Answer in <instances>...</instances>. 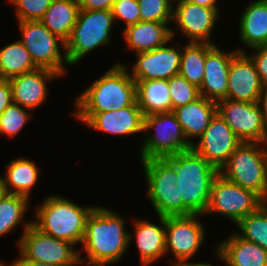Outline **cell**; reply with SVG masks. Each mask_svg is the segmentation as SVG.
Masks as SVG:
<instances>
[{
  "mask_svg": "<svg viewBox=\"0 0 267 266\" xmlns=\"http://www.w3.org/2000/svg\"><path fill=\"white\" fill-rule=\"evenodd\" d=\"M136 101V83L125 65H113L76 97L75 117L86 124L96 113L115 111Z\"/></svg>",
  "mask_w": 267,
  "mask_h": 266,
  "instance_id": "obj_1",
  "label": "cell"
},
{
  "mask_svg": "<svg viewBox=\"0 0 267 266\" xmlns=\"http://www.w3.org/2000/svg\"><path fill=\"white\" fill-rule=\"evenodd\" d=\"M129 244L124 218L112 210L95 206L87 218L82 241L87 262L115 263L123 257Z\"/></svg>",
  "mask_w": 267,
  "mask_h": 266,
  "instance_id": "obj_2",
  "label": "cell"
},
{
  "mask_svg": "<svg viewBox=\"0 0 267 266\" xmlns=\"http://www.w3.org/2000/svg\"><path fill=\"white\" fill-rule=\"evenodd\" d=\"M165 159L176 171V184L183 199V216L205 215L212 183L219 171L193 149Z\"/></svg>",
  "mask_w": 267,
  "mask_h": 266,
  "instance_id": "obj_3",
  "label": "cell"
},
{
  "mask_svg": "<svg viewBox=\"0 0 267 266\" xmlns=\"http://www.w3.org/2000/svg\"><path fill=\"white\" fill-rule=\"evenodd\" d=\"M95 207H82L62 196H48L36 211L32 224L54 238L74 246L82 243L86 221Z\"/></svg>",
  "mask_w": 267,
  "mask_h": 266,
  "instance_id": "obj_4",
  "label": "cell"
},
{
  "mask_svg": "<svg viewBox=\"0 0 267 266\" xmlns=\"http://www.w3.org/2000/svg\"><path fill=\"white\" fill-rule=\"evenodd\" d=\"M266 148L267 143L242 142L230 155L219 174L236 185L255 192L264 199L266 188Z\"/></svg>",
  "mask_w": 267,
  "mask_h": 266,
  "instance_id": "obj_5",
  "label": "cell"
},
{
  "mask_svg": "<svg viewBox=\"0 0 267 266\" xmlns=\"http://www.w3.org/2000/svg\"><path fill=\"white\" fill-rule=\"evenodd\" d=\"M114 20L111 10L79 9L76 24L64 49L69 65L76 64L97 47L108 45Z\"/></svg>",
  "mask_w": 267,
  "mask_h": 266,
  "instance_id": "obj_6",
  "label": "cell"
},
{
  "mask_svg": "<svg viewBox=\"0 0 267 266\" xmlns=\"http://www.w3.org/2000/svg\"><path fill=\"white\" fill-rule=\"evenodd\" d=\"M151 128H155L153 136L148 134ZM144 132H147V137L141 146V161L165 159L192 149L173 112L144 116Z\"/></svg>",
  "mask_w": 267,
  "mask_h": 266,
  "instance_id": "obj_7",
  "label": "cell"
},
{
  "mask_svg": "<svg viewBox=\"0 0 267 266\" xmlns=\"http://www.w3.org/2000/svg\"><path fill=\"white\" fill-rule=\"evenodd\" d=\"M23 232L17 245L23 259L54 266L84 264L81 251H75L72 243L43 233L32 222L24 224Z\"/></svg>",
  "mask_w": 267,
  "mask_h": 266,
  "instance_id": "obj_8",
  "label": "cell"
},
{
  "mask_svg": "<svg viewBox=\"0 0 267 266\" xmlns=\"http://www.w3.org/2000/svg\"><path fill=\"white\" fill-rule=\"evenodd\" d=\"M147 194L158 216H183V199L176 184L175 168L166 159L141 161Z\"/></svg>",
  "mask_w": 267,
  "mask_h": 266,
  "instance_id": "obj_9",
  "label": "cell"
},
{
  "mask_svg": "<svg viewBox=\"0 0 267 266\" xmlns=\"http://www.w3.org/2000/svg\"><path fill=\"white\" fill-rule=\"evenodd\" d=\"M22 39L19 41L30 53L38 68L53 70L62 77L66 73L64 64H68L66 53L61 55L60 44L65 48L66 42L51 33L40 21L18 22ZM59 41V42H58Z\"/></svg>",
  "mask_w": 267,
  "mask_h": 266,
  "instance_id": "obj_10",
  "label": "cell"
},
{
  "mask_svg": "<svg viewBox=\"0 0 267 266\" xmlns=\"http://www.w3.org/2000/svg\"><path fill=\"white\" fill-rule=\"evenodd\" d=\"M263 204V199L258 194L218 174L212 183L206 214L218 213L237 224Z\"/></svg>",
  "mask_w": 267,
  "mask_h": 266,
  "instance_id": "obj_11",
  "label": "cell"
},
{
  "mask_svg": "<svg viewBox=\"0 0 267 266\" xmlns=\"http://www.w3.org/2000/svg\"><path fill=\"white\" fill-rule=\"evenodd\" d=\"M217 112L242 142L267 143V127L258 102L223 99L217 102Z\"/></svg>",
  "mask_w": 267,
  "mask_h": 266,
  "instance_id": "obj_12",
  "label": "cell"
},
{
  "mask_svg": "<svg viewBox=\"0 0 267 266\" xmlns=\"http://www.w3.org/2000/svg\"><path fill=\"white\" fill-rule=\"evenodd\" d=\"M197 216L198 214L165 217L166 254L172 251L176 259L171 262L172 266L189 261L203 244L205 230Z\"/></svg>",
  "mask_w": 267,
  "mask_h": 266,
  "instance_id": "obj_13",
  "label": "cell"
},
{
  "mask_svg": "<svg viewBox=\"0 0 267 266\" xmlns=\"http://www.w3.org/2000/svg\"><path fill=\"white\" fill-rule=\"evenodd\" d=\"M199 139L192 149L218 171L242 143L218 112Z\"/></svg>",
  "mask_w": 267,
  "mask_h": 266,
  "instance_id": "obj_14",
  "label": "cell"
},
{
  "mask_svg": "<svg viewBox=\"0 0 267 266\" xmlns=\"http://www.w3.org/2000/svg\"><path fill=\"white\" fill-rule=\"evenodd\" d=\"M172 20L192 43H211V33L218 19V11L185 0H176Z\"/></svg>",
  "mask_w": 267,
  "mask_h": 266,
  "instance_id": "obj_15",
  "label": "cell"
},
{
  "mask_svg": "<svg viewBox=\"0 0 267 266\" xmlns=\"http://www.w3.org/2000/svg\"><path fill=\"white\" fill-rule=\"evenodd\" d=\"M262 88L253 60L246 52H237L229 67L227 99L258 102Z\"/></svg>",
  "mask_w": 267,
  "mask_h": 266,
  "instance_id": "obj_16",
  "label": "cell"
},
{
  "mask_svg": "<svg viewBox=\"0 0 267 266\" xmlns=\"http://www.w3.org/2000/svg\"><path fill=\"white\" fill-rule=\"evenodd\" d=\"M182 49L166 44L152 51L137 53V62L130 76L134 80L164 79L178 75Z\"/></svg>",
  "mask_w": 267,
  "mask_h": 266,
  "instance_id": "obj_17",
  "label": "cell"
},
{
  "mask_svg": "<svg viewBox=\"0 0 267 266\" xmlns=\"http://www.w3.org/2000/svg\"><path fill=\"white\" fill-rule=\"evenodd\" d=\"M242 49L225 53L214 45L207 53L204 64V77L199 94L206 99L218 102L227 99L228 74L233 56Z\"/></svg>",
  "mask_w": 267,
  "mask_h": 266,
  "instance_id": "obj_18",
  "label": "cell"
},
{
  "mask_svg": "<svg viewBox=\"0 0 267 266\" xmlns=\"http://www.w3.org/2000/svg\"><path fill=\"white\" fill-rule=\"evenodd\" d=\"M57 77L60 78L61 75L53 70L37 68L8 79L12 90V102L21 107L35 110L48 95L45 81Z\"/></svg>",
  "mask_w": 267,
  "mask_h": 266,
  "instance_id": "obj_19",
  "label": "cell"
},
{
  "mask_svg": "<svg viewBox=\"0 0 267 266\" xmlns=\"http://www.w3.org/2000/svg\"><path fill=\"white\" fill-rule=\"evenodd\" d=\"M86 125L104 133L126 136L144 132V115L135 101L120 110L96 113Z\"/></svg>",
  "mask_w": 267,
  "mask_h": 266,
  "instance_id": "obj_20",
  "label": "cell"
},
{
  "mask_svg": "<svg viewBox=\"0 0 267 266\" xmlns=\"http://www.w3.org/2000/svg\"><path fill=\"white\" fill-rule=\"evenodd\" d=\"M182 126L188 142L193 145L194 137L200 138L217 113V103L199 96L194 101L172 111Z\"/></svg>",
  "mask_w": 267,
  "mask_h": 266,
  "instance_id": "obj_21",
  "label": "cell"
},
{
  "mask_svg": "<svg viewBox=\"0 0 267 266\" xmlns=\"http://www.w3.org/2000/svg\"><path fill=\"white\" fill-rule=\"evenodd\" d=\"M158 217L162 226L146 220H135V234L129 233V243L135 238L134 240H136V246L140 254V261L143 266L152 264L166 254L165 217Z\"/></svg>",
  "mask_w": 267,
  "mask_h": 266,
  "instance_id": "obj_22",
  "label": "cell"
},
{
  "mask_svg": "<svg viewBox=\"0 0 267 266\" xmlns=\"http://www.w3.org/2000/svg\"><path fill=\"white\" fill-rule=\"evenodd\" d=\"M215 251L227 266H267V250L236 233L218 243Z\"/></svg>",
  "mask_w": 267,
  "mask_h": 266,
  "instance_id": "obj_23",
  "label": "cell"
},
{
  "mask_svg": "<svg viewBox=\"0 0 267 266\" xmlns=\"http://www.w3.org/2000/svg\"><path fill=\"white\" fill-rule=\"evenodd\" d=\"M167 25L168 23L139 21L123 29V37L128 49L137 54L164 46L174 37L175 33Z\"/></svg>",
  "mask_w": 267,
  "mask_h": 266,
  "instance_id": "obj_24",
  "label": "cell"
},
{
  "mask_svg": "<svg viewBox=\"0 0 267 266\" xmlns=\"http://www.w3.org/2000/svg\"><path fill=\"white\" fill-rule=\"evenodd\" d=\"M240 42L249 48L267 46V3L255 0L240 17Z\"/></svg>",
  "mask_w": 267,
  "mask_h": 266,
  "instance_id": "obj_25",
  "label": "cell"
},
{
  "mask_svg": "<svg viewBox=\"0 0 267 266\" xmlns=\"http://www.w3.org/2000/svg\"><path fill=\"white\" fill-rule=\"evenodd\" d=\"M136 101L144 116L172 112L167 80H135Z\"/></svg>",
  "mask_w": 267,
  "mask_h": 266,
  "instance_id": "obj_26",
  "label": "cell"
},
{
  "mask_svg": "<svg viewBox=\"0 0 267 266\" xmlns=\"http://www.w3.org/2000/svg\"><path fill=\"white\" fill-rule=\"evenodd\" d=\"M78 12V0H52L40 22L66 42L76 24Z\"/></svg>",
  "mask_w": 267,
  "mask_h": 266,
  "instance_id": "obj_27",
  "label": "cell"
},
{
  "mask_svg": "<svg viewBox=\"0 0 267 266\" xmlns=\"http://www.w3.org/2000/svg\"><path fill=\"white\" fill-rule=\"evenodd\" d=\"M5 165L7 171L3 178L6 193L30 197L31 189L38 180L37 165L27 158H17Z\"/></svg>",
  "mask_w": 267,
  "mask_h": 266,
  "instance_id": "obj_28",
  "label": "cell"
},
{
  "mask_svg": "<svg viewBox=\"0 0 267 266\" xmlns=\"http://www.w3.org/2000/svg\"><path fill=\"white\" fill-rule=\"evenodd\" d=\"M37 68L30 53L19 40L0 49V79H10Z\"/></svg>",
  "mask_w": 267,
  "mask_h": 266,
  "instance_id": "obj_29",
  "label": "cell"
},
{
  "mask_svg": "<svg viewBox=\"0 0 267 266\" xmlns=\"http://www.w3.org/2000/svg\"><path fill=\"white\" fill-rule=\"evenodd\" d=\"M212 43L189 42L182 48L179 75L200 88L204 77L206 53L214 46Z\"/></svg>",
  "mask_w": 267,
  "mask_h": 266,
  "instance_id": "obj_30",
  "label": "cell"
},
{
  "mask_svg": "<svg viewBox=\"0 0 267 266\" xmlns=\"http://www.w3.org/2000/svg\"><path fill=\"white\" fill-rule=\"evenodd\" d=\"M29 198L5 193L0 198V236L8 235L20 224L29 205Z\"/></svg>",
  "mask_w": 267,
  "mask_h": 266,
  "instance_id": "obj_31",
  "label": "cell"
},
{
  "mask_svg": "<svg viewBox=\"0 0 267 266\" xmlns=\"http://www.w3.org/2000/svg\"><path fill=\"white\" fill-rule=\"evenodd\" d=\"M236 225L242 232V234L237 233L239 237L267 250V205L263 204L257 211L242 218Z\"/></svg>",
  "mask_w": 267,
  "mask_h": 266,
  "instance_id": "obj_32",
  "label": "cell"
},
{
  "mask_svg": "<svg viewBox=\"0 0 267 266\" xmlns=\"http://www.w3.org/2000/svg\"><path fill=\"white\" fill-rule=\"evenodd\" d=\"M27 110V108L12 102L0 114V134H5L10 138L19 134L30 117V115H28L30 111Z\"/></svg>",
  "mask_w": 267,
  "mask_h": 266,
  "instance_id": "obj_33",
  "label": "cell"
},
{
  "mask_svg": "<svg viewBox=\"0 0 267 266\" xmlns=\"http://www.w3.org/2000/svg\"><path fill=\"white\" fill-rule=\"evenodd\" d=\"M140 8V21L170 23L173 18L175 0H137Z\"/></svg>",
  "mask_w": 267,
  "mask_h": 266,
  "instance_id": "obj_34",
  "label": "cell"
},
{
  "mask_svg": "<svg viewBox=\"0 0 267 266\" xmlns=\"http://www.w3.org/2000/svg\"><path fill=\"white\" fill-rule=\"evenodd\" d=\"M169 92L171 96L172 111L175 108L186 105L195 99L199 94V88L191 84L185 77L175 75L167 80Z\"/></svg>",
  "mask_w": 267,
  "mask_h": 266,
  "instance_id": "obj_35",
  "label": "cell"
},
{
  "mask_svg": "<svg viewBox=\"0 0 267 266\" xmlns=\"http://www.w3.org/2000/svg\"><path fill=\"white\" fill-rule=\"evenodd\" d=\"M15 5L16 17L20 21H40L52 0H9Z\"/></svg>",
  "mask_w": 267,
  "mask_h": 266,
  "instance_id": "obj_36",
  "label": "cell"
},
{
  "mask_svg": "<svg viewBox=\"0 0 267 266\" xmlns=\"http://www.w3.org/2000/svg\"><path fill=\"white\" fill-rule=\"evenodd\" d=\"M111 11L114 19L125 21V29L140 21V8L137 0H115Z\"/></svg>",
  "mask_w": 267,
  "mask_h": 266,
  "instance_id": "obj_37",
  "label": "cell"
},
{
  "mask_svg": "<svg viewBox=\"0 0 267 266\" xmlns=\"http://www.w3.org/2000/svg\"><path fill=\"white\" fill-rule=\"evenodd\" d=\"M255 54L250 58L255 63L258 75L263 86H267V46L253 48Z\"/></svg>",
  "mask_w": 267,
  "mask_h": 266,
  "instance_id": "obj_38",
  "label": "cell"
},
{
  "mask_svg": "<svg viewBox=\"0 0 267 266\" xmlns=\"http://www.w3.org/2000/svg\"><path fill=\"white\" fill-rule=\"evenodd\" d=\"M115 0H78L80 10H111Z\"/></svg>",
  "mask_w": 267,
  "mask_h": 266,
  "instance_id": "obj_39",
  "label": "cell"
},
{
  "mask_svg": "<svg viewBox=\"0 0 267 266\" xmlns=\"http://www.w3.org/2000/svg\"><path fill=\"white\" fill-rule=\"evenodd\" d=\"M12 103V90L8 79H0V114Z\"/></svg>",
  "mask_w": 267,
  "mask_h": 266,
  "instance_id": "obj_40",
  "label": "cell"
},
{
  "mask_svg": "<svg viewBox=\"0 0 267 266\" xmlns=\"http://www.w3.org/2000/svg\"><path fill=\"white\" fill-rule=\"evenodd\" d=\"M258 104L261 108L264 124L267 127V86H263Z\"/></svg>",
  "mask_w": 267,
  "mask_h": 266,
  "instance_id": "obj_41",
  "label": "cell"
},
{
  "mask_svg": "<svg viewBox=\"0 0 267 266\" xmlns=\"http://www.w3.org/2000/svg\"><path fill=\"white\" fill-rule=\"evenodd\" d=\"M19 257L20 258L18 260L11 262L10 266H54L48 263L29 261V260L23 259L21 256Z\"/></svg>",
  "mask_w": 267,
  "mask_h": 266,
  "instance_id": "obj_42",
  "label": "cell"
},
{
  "mask_svg": "<svg viewBox=\"0 0 267 266\" xmlns=\"http://www.w3.org/2000/svg\"><path fill=\"white\" fill-rule=\"evenodd\" d=\"M187 2H190L192 4L205 6L208 8H212L215 10H219V8L216 6V1L218 0H185Z\"/></svg>",
  "mask_w": 267,
  "mask_h": 266,
  "instance_id": "obj_43",
  "label": "cell"
},
{
  "mask_svg": "<svg viewBox=\"0 0 267 266\" xmlns=\"http://www.w3.org/2000/svg\"><path fill=\"white\" fill-rule=\"evenodd\" d=\"M178 266H215V265L207 263H190L189 261H187Z\"/></svg>",
  "mask_w": 267,
  "mask_h": 266,
  "instance_id": "obj_44",
  "label": "cell"
},
{
  "mask_svg": "<svg viewBox=\"0 0 267 266\" xmlns=\"http://www.w3.org/2000/svg\"><path fill=\"white\" fill-rule=\"evenodd\" d=\"M6 193L3 178L0 176V198Z\"/></svg>",
  "mask_w": 267,
  "mask_h": 266,
  "instance_id": "obj_45",
  "label": "cell"
},
{
  "mask_svg": "<svg viewBox=\"0 0 267 266\" xmlns=\"http://www.w3.org/2000/svg\"><path fill=\"white\" fill-rule=\"evenodd\" d=\"M263 203L267 205V160H266V188H265V196L263 199Z\"/></svg>",
  "mask_w": 267,
  "mask_h": 266,
  "instance_id": "obj_46",
  "label": "cell"
},
{
  "mask_svg": "<svg viewBox=\"0 0 267 266\" xmlns=\"http://www.w3.org/2000/svg\"><path fill=\"white\" fill-rule=\"evenodd\" d=\"M87 265H89V266H105V265H107V264H100V263H88V262H87Z\"/></svg>",
  "mask_w": 267,
  "mask_h": 266,
  "instance_id": "obj_47",
  "label": "cell"
},
{
  "mask_svg": "<svg viewBox=\"0 0 267 266\" xmlns=\"http://www.w3.org/2000/svg\"><path fill=\"white\" fill-rule=\"evenodd\" d=\"M0 266H5V263H3V262H0Z\"/></svg>",
  "mask_w": 267,
  "mask_h": 266,
  "instance_id": "obj_48",
  "label": "cell"
}]
</instances>
